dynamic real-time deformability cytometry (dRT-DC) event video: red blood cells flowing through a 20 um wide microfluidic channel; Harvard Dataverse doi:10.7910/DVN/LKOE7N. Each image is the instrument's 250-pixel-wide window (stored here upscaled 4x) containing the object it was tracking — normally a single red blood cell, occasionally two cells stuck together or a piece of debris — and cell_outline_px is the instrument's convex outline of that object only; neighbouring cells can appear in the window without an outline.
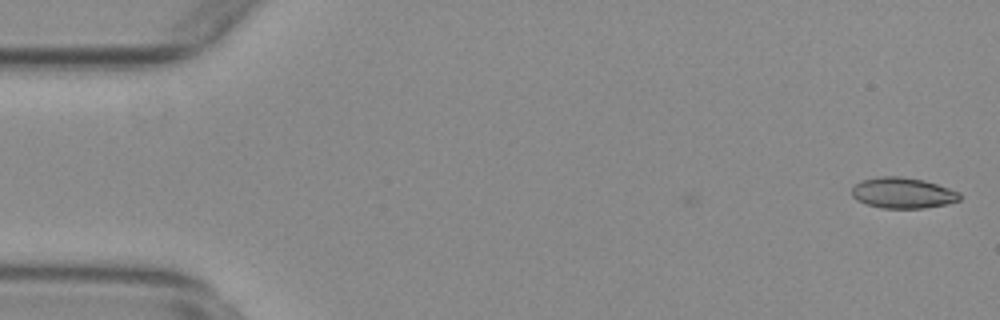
{"species": "common noctule bat (a hibernating species)", "species_latin": "Nyctalus noctula", "temperature_condition": "warm", "stored_images_in_passage": 6, "camera_frame_rate_fps": 3000, "um_per_image_px": 0.085, "animal": {"sex": "female", "body_mass_g": 29.2, "forearm_length_mm": 56.3}, "frame": {"image": 1, "passage_image": 6, "time_ms": 1.667, "image_size_px": [1000, 320], "cell_outline_px": [[964, 196], [960, 200], [944, 204], [924, 208], [884, 208], [868, 204], [856, 200], [852, 196], [852, 188], [860, 180], [880, 176], [900, 176], [924, 180], [960, 192]], "centroid_in_image_um": [76.74, 16.39], "position_along_channel_um": 8.3, "area_um2": 19.36}}